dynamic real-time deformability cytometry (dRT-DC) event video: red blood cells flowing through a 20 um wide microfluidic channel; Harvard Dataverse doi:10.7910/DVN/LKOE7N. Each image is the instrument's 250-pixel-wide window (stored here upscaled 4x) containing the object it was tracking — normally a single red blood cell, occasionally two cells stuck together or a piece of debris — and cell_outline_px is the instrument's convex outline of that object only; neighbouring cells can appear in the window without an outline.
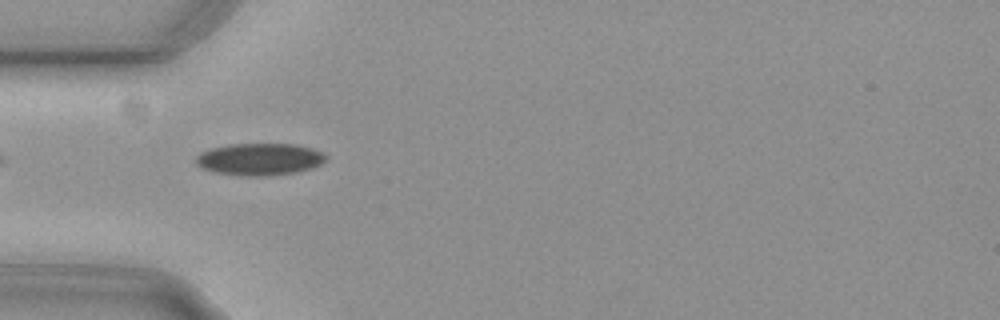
{"species": "common noctule bat (a hibernating species)", "species_latin": "Nyctalus noctula", "temperature_condition": "cold", "stored_images_in_passage": 38, "camera_frame_rate_fps": 3000, "um_per_image_px": 0.085, "animal": {"sex": "female", "body_mass_g": 29.2, "forearm_length_mm": 56.3}, "frame": {"image": 1, "passage_image": 1, "time_ms": 0.0, "image_size_px": [1000, 320], "cell_outline_px": [[324, 160], [320, 164], [312, 168], [296, 172], [268, 176], [248, 176], [216, 172], [200, 168], [196, 164], [196, 156], [200, 152], [212, 148], [232, 144], [296, 144], [312, 148], [320, 152], [324, 156]], "centroid_in_image_um": [22.03, 13.53], "position_along_channel_um": 63.0, "area_um2": 24.1}}
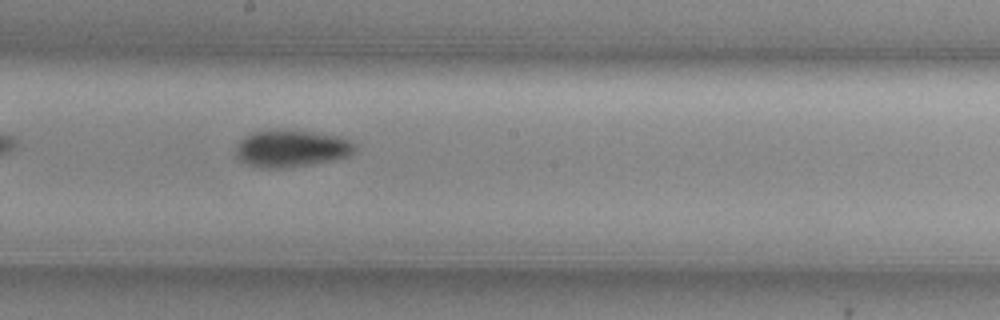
{"frame": {"image": 2, "passage_image": 14, "time_ms": 4.333, "image_size_px": [1000, 320], "cell_outline_px": [[356, 148], [348, 156], [332, 160], [312, 164], [284, 168], [256, 168], [240, 160], [236, 156], [236, 144], [244, 136], [252, 132], [312, 132], [344, 136], [356, 144]], "centroid_in_image_um": [24.78, 12.65], "position_along_channel_um": 223.4, "area_um2": 25.37}}
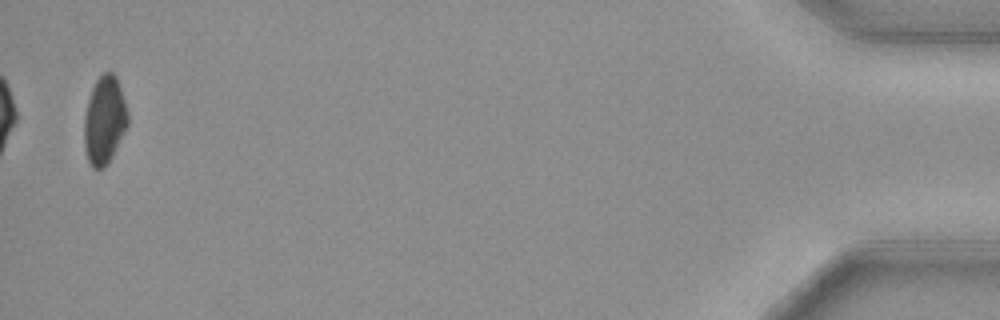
{"frame": {"image": 3, "passage_image": 38, "time_ms": 12.333, "image_size_px": [1000, 320], "cell_outline_px": [[128, 124], [112, 156], [104, 168], [92, 168], [88, 160], [84, 144], [84, 116], [88, 100], [92, 88], [96, 80], [104, 72], [112, 72], [116, 76], [128, 112]], "centroid_in_image_um": [8.87, 10.22], "position_along_channel_um": 426.3, "area_um2": 22.14}, "authors_computed_cell_mechanics": {"area_um2": 24.1315, "velocity_mm_per_s": 3.7392, "shape_relaxation_time_tau1_ms": 4.6322, "shape_relaxation_time_tau2_ms": null, "deformation_change_tau1": 0.1019, "deformation_change_tau2": null}}